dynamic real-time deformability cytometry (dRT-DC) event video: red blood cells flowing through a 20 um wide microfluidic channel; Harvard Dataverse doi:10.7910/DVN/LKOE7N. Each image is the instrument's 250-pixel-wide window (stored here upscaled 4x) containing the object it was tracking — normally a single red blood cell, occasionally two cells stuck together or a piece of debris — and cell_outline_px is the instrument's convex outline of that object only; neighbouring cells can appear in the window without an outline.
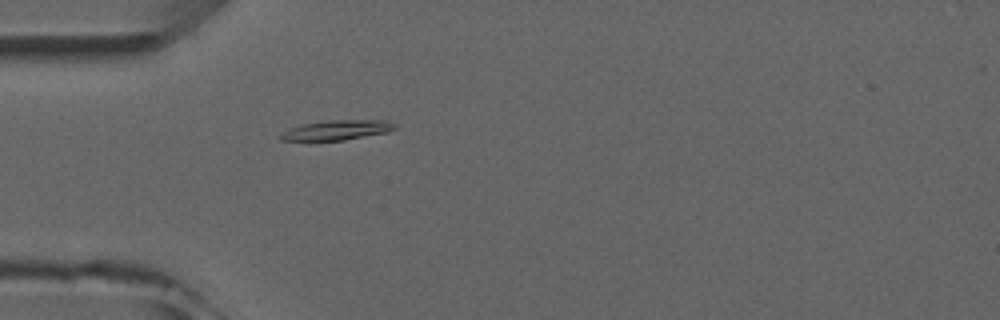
{"species": "common noctule bat (a hibernating species)", "species_latin": "Nyctalus noctula", "temperature_condition": "room temperature", "stored_images_in_passage": 3, "camera_frame_rate_fps": 3000, "um_per_image_px": 0.085, "animal": {"sex": "male", "forearm_length_mm": 52.5}, "frame": {"image": 1, "passage_image": 3, "time_ms": 3.333, "image_size_px": [1000, 320], "cell_outline_px": [[396, 128], [388, 132], [344, 140], [280, 140], [276, 136], [280, 132], [300, 124], [332, 120], [388, 120], [396, 124]], "centroid_in_image_um": [28.61, 11.05], "position_along_channel_um": 56.4, "area_um2": 13.29}}